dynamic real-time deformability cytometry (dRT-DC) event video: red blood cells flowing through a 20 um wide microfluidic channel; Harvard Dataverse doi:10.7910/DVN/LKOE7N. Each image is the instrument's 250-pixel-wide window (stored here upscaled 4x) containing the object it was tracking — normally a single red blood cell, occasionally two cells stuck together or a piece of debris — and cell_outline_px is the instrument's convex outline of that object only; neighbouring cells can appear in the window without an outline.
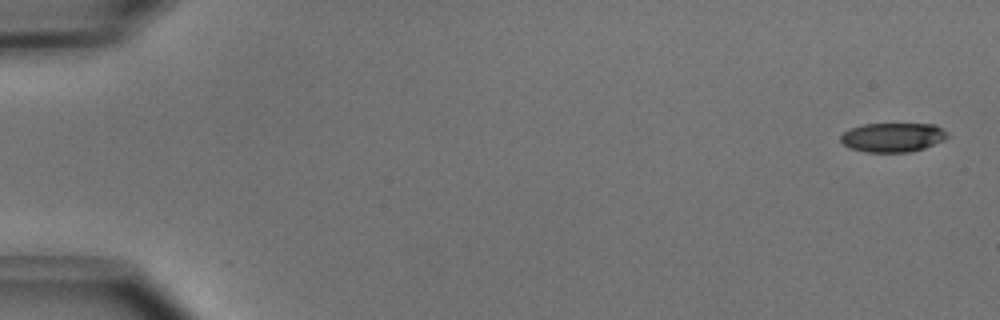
{"species": "common noctule bat (a hibernating species)", "species_latin": "Nyctalus noctula", "temperature_condition": "cold", "stored_images_in_passage": 50, "camera_frame_rate_fps": 3000, "um_per_image_px": 0.085, "animal": {"sex": "male", "body_mass_g": 15.6}, "frame": {"image": 1, "passage_image": 1, "time_ms": 0.0, "image_size_px": [1000, 320], "cell_outline_px": [[948, 136], [944, 140], [924, 148], [908, 152], [864, 152], [848, 148], [840, 140], [840, 136], [844, 132], [852, 128], [864, 124], [936, 124], [948, 132]], "centroid_in_image_um": [75.89, 11.67], "position_along_channel_um": 9.1, "area_um2": 18.21}}
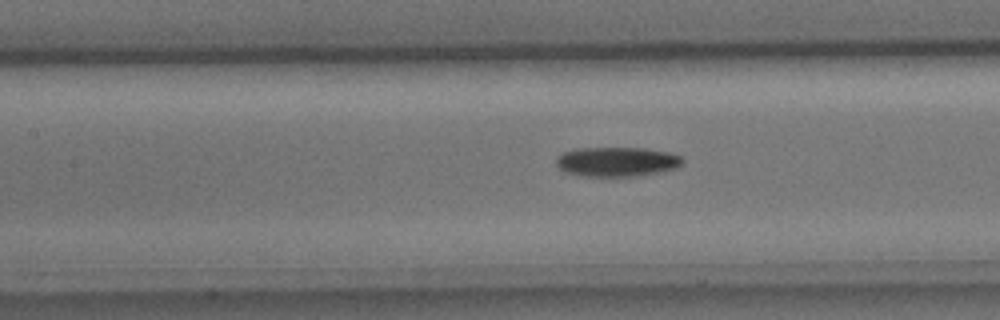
{"frame": {"image": 2, "passage_image": 23, "time_ms": 7.333, "image_size_px": [1000, 320], "cell_outline_px": [[684, 164], [676, 168], [660, 172], [636, 176], [584, 176], [568, 172], [560, 168], [556, 164], [556, 156], [564, 152], [576, 148], [644, 148], [668, 152], [680, 156], [684, 160]], "centroid_in_image_um": [52.46, 13.74], "position_along_channel_um": 154.9, "area_um2": 21.73}}
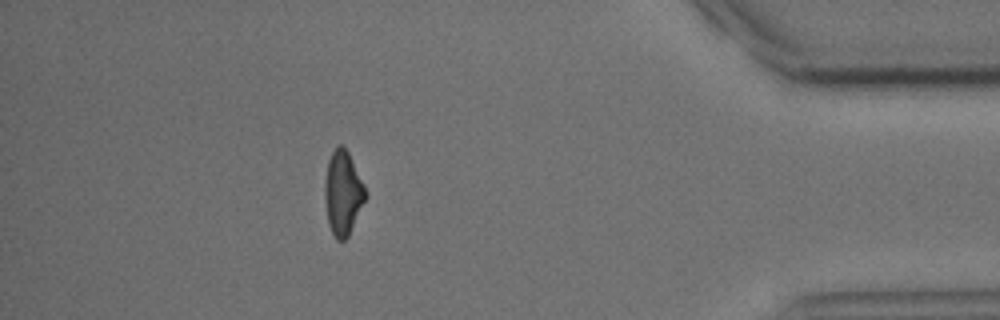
{"frame": {"image": 3, "passage_image": 45, "time_ms": 14.667, "image_size_px": [1000, 320], "cell_outline_px": [[368, 196], [348, 236], [344, 240], [336, 240], [328, 224], [324, 196], [324, 180], [328, 160], [332, 152], [340, 144], [348, 152], [364, 184]], "centroid_in_image_um": [29.15, 16.42], "position_along_channel_um": 406.1, "area_um2": 20.0}}